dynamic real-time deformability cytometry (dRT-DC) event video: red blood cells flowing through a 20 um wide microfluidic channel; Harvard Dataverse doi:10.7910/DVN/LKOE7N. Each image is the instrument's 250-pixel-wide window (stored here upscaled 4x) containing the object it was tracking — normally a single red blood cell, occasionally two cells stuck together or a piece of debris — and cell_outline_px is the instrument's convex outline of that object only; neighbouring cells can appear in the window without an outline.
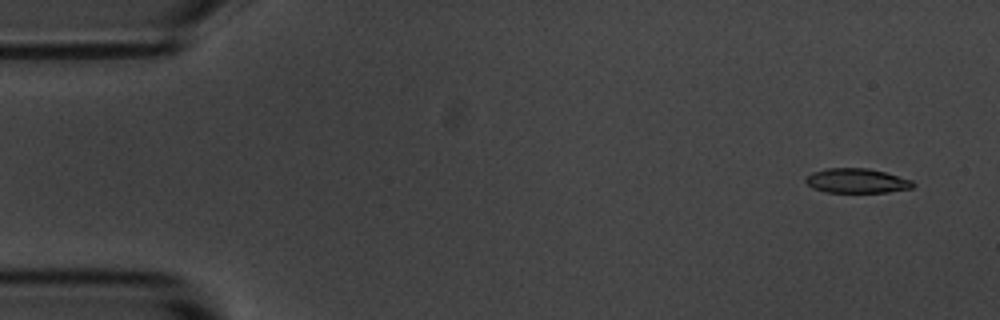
{"species": "common noctule bat (a hibernating species)", "species_latin": "Nyctalus noctula", "temperature_condition": "room temperature", "stored_images_in_passage": 4, "camera_frame_rate_fps": 3000, "um_per_image_px": 0.085, "animal": {"sex": "male", "body_mass_g": 20.1, "forearm_length_mm": 53.5}, "frame": {"image": 1, "passage_image": 1, "time_ms": 0.0, "image_size_px": [1000, 320], "cell_outline_px": [[916, 184], [912, 188], [888, 192], [824, 192], [812, 188], [804, 180], [812, 172], [828, 168], [868, 168], [884, 172], [912, 180]], "centroid_in_image_um": [72.82, 15.37], "position_along_channel_um": 12.2, "area_um2": 15.32}}
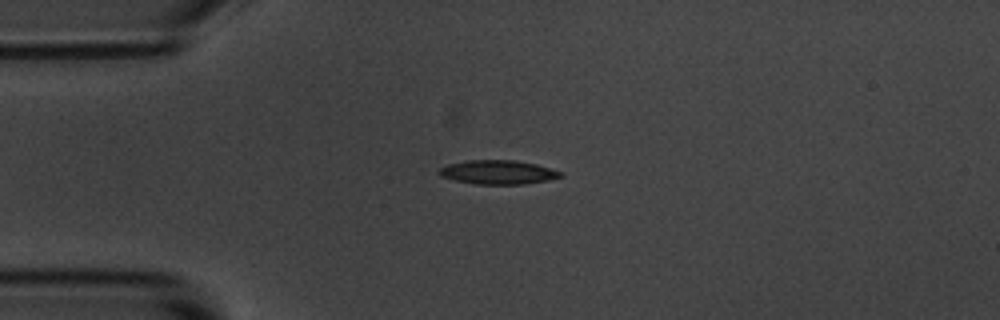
{"frame": {"image": 2, "passage_image": 4, "time_ms": 3.333, "image_size_px": [1000, 320], "cell_outline_px": [[564, 176], [548, 180], [524, 184], [472, 184], [440, 176], [436, 172], [440, 168], [448, 164], [468, 160], [516, 160], [536, 164], [564, 172]], "centroid_in_image_um": [42.34, 14.64], "position_along_channel_um": 42.7, "area_um2": 17.11}}